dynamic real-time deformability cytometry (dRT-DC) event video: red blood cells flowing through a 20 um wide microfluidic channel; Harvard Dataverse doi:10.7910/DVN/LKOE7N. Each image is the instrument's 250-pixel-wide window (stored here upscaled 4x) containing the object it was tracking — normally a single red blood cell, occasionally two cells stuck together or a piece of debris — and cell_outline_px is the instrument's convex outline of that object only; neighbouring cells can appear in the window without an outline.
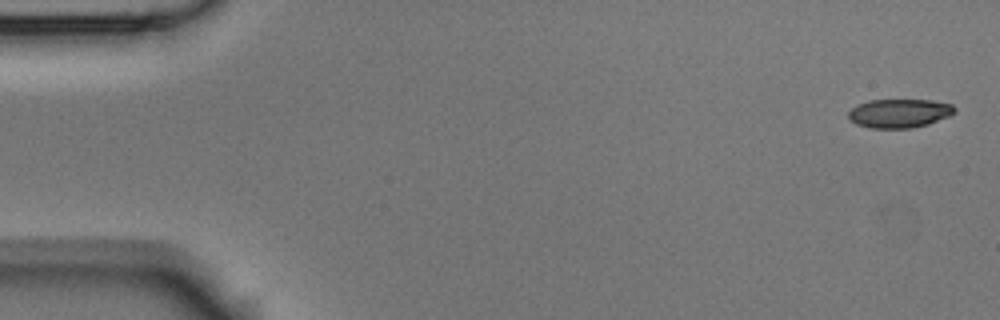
{"species": "Egyptian fruit bat (a non-hibernating species)", "species_latin": "Rousettus aegyptiacus", "temperature_condition": "room temperature", "stored_images_in_passage": 5, "camera_frame_rate_fps": 3000, "um_per_image_px": 0.085, "animal": {"sex": "male"}, "frame": {"image": 1, "passage_image": 1, "time_ms": 0.0, "image_size_px": [1000, 320], "cell_outline_px": [[956, 112], [948, 116], [928, 124], [912, 128], [868, 128], [856, 124], [848, 116], [848, 112], [852, 108], [868, 100], [932, 100], [952, 104], [956, 108]], "centroid_in_image_um": [76.46, 9.63], "position_along_channel_um": 8.5, "area_um2": 17.8}}
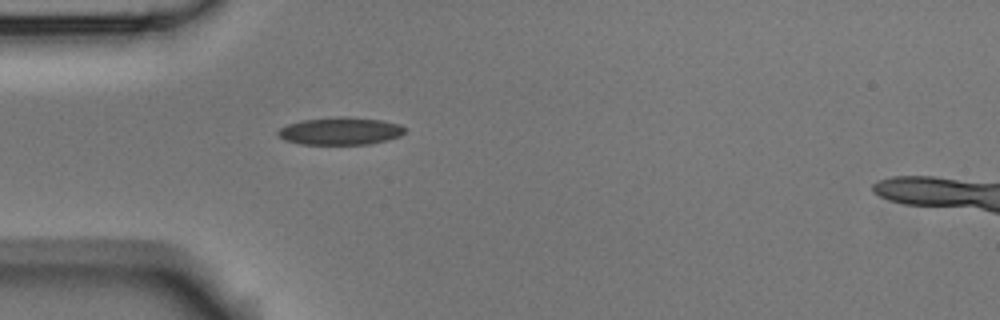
{"frame": {"image": 2, "passage_image": 5, "time_ms": 1.333, "image_size_px": [1000, 320], "cell_outline_px": [[404, 132], [400, 136], [388, 140], [368, 144], [300, 144], [284, 140], [276, 132], [280, 128], [288, 124], [300, 120], [336, 116], [344, 116], [380, 120], [400, 124], [404, 128]], "centroid_in_image_um": [28.9, 11.13], "position_along_channel_um": 56.1, "area_um2": 20.4}}